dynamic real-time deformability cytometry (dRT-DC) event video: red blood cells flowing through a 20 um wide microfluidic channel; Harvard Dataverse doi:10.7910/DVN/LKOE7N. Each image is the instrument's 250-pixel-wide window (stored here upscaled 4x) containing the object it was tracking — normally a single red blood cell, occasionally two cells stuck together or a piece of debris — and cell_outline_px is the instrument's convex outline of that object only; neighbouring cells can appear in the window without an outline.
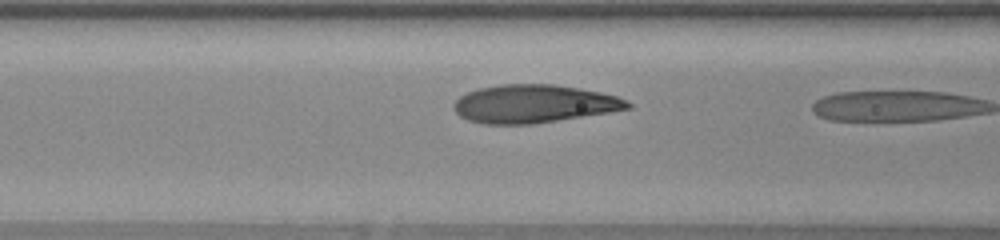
{"species": "human", "species_latin": "Homo sapiens", "temperature_condition": "warm", "stored_images_in_passage": 4, "camera_frame_rate_fps": 3000, "um_per_image_px": 0.085, "donor": {"sex": "female"}, "frame": {"image": 1, "passage_image": 3, "time_ms": 0.667, "image_size_px": [1000, 240], "cell_outline_px": [[632, 108], [608, 112], [532, 124], [484, 124], [468, 120], [460, 116], [452, 108], [452, 104], [460, 96], [468, 92], [480, 88], [500, 84], [556, 84], [580, 88], [600, 92], [616, 96], [632, 104]], "centroid_in_image_um": [45.35, 8.82], "position_along_channel_um": 121.3, "area_um2": 38.49}}